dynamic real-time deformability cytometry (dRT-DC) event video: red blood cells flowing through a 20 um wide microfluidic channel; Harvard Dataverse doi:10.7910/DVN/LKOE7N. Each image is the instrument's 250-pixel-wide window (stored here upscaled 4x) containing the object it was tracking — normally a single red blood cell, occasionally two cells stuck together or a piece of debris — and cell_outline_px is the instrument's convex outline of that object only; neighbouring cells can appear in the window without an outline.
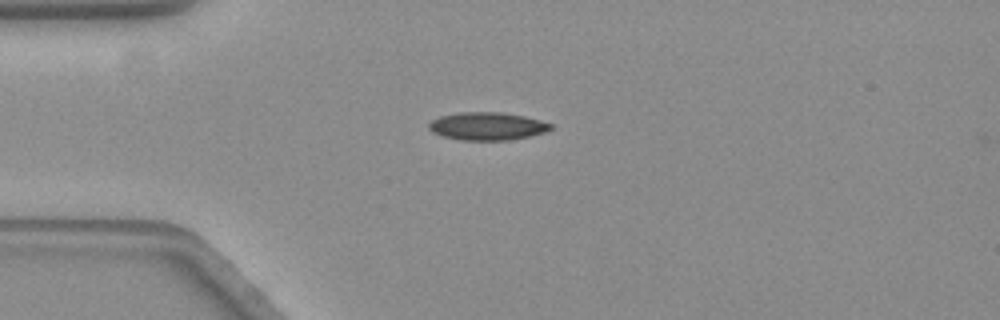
{"species": "common noctule bat (a hibernating species)", "species_latin": "Nyctalus noctula", "temperature_condition": "warm", "stored_images_in_passage": 44, "camera_frame_rate_fps": 3000, "um_per_image_px": 0.085, "animal": {"sex": "female", "body_mass_g": 19.3, "forearm_length_mm": 54.1}, "frame": {"image": 1, "passage_image": 1, "time_ms": 0.0, "image_size_px": [1000, 320], "cell_outline_px": [[552, 128], [544, 132], [528, 136], [508, 140], [460, 140], [440, 136], [432, 132], [428, 128], [428, 124], [432, 120], [440, 116], [460, 112], [500, 112], [524, 116], [540, 120], [552, 124]], "centroid_in_image_um": [41.37, 10.72], "position_along_channel_um": 43.6, "area_um2": 19.77}}
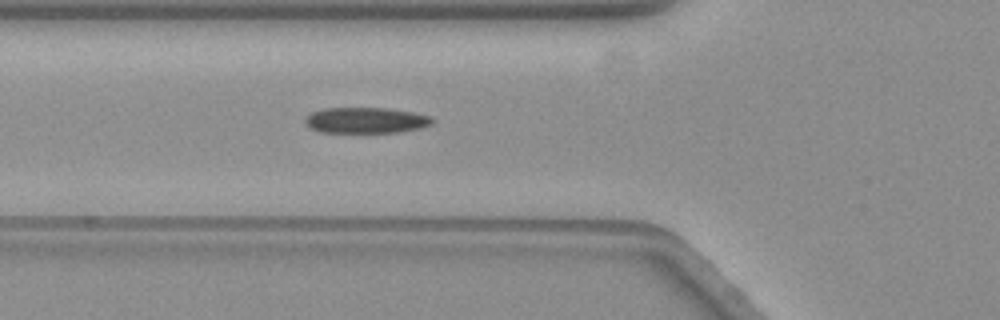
{"frame": {"image": 2, "passage_image": 7, "time_ms": 2.0, "image_size_px": [1000, 320], "cell_outline_px": [[432, 124], [420, 128], [400, 132], [320, 132], [312, 128], [304, 120], [312, 112], [324, 108], [388, 108], [412, 112], [432, 116]], "centroid_in_image_um": [31.13, 10.22], "position_along_channel_um": 94.7, "area_um2": 18.96}}
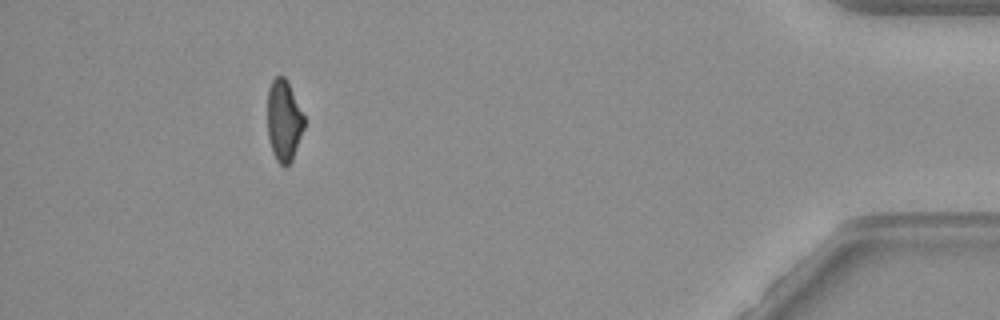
{"frame": {"image": 3, "passage_image": 39, "time_ms": 12.667, "image_size_px": [1000, 320], "cell_outline_px": [[304, 128], [292, 160], [284, 168], [276, 160], [272, 152], [268, 136], [268, 88], [272, 80], [276, 76], [284, 76], [288, 80], [304, 116]], "centroid_in_image_um": [24.13, 10.24], "position_along_channel_um": 411.1, "area_um2": 17.46}, "authors_computed_cell_mechanics": {"area_um2": 19.1607, "velocity_mm_per_s": 3.5598, "shape_relaxation_time_tau1_ms": 5.2564, "shape_relaxation_time_tau2_ms": 1.0023, "deformation_change_tau1": 0.1729, "deformation_change_tau2": 0.0716}}